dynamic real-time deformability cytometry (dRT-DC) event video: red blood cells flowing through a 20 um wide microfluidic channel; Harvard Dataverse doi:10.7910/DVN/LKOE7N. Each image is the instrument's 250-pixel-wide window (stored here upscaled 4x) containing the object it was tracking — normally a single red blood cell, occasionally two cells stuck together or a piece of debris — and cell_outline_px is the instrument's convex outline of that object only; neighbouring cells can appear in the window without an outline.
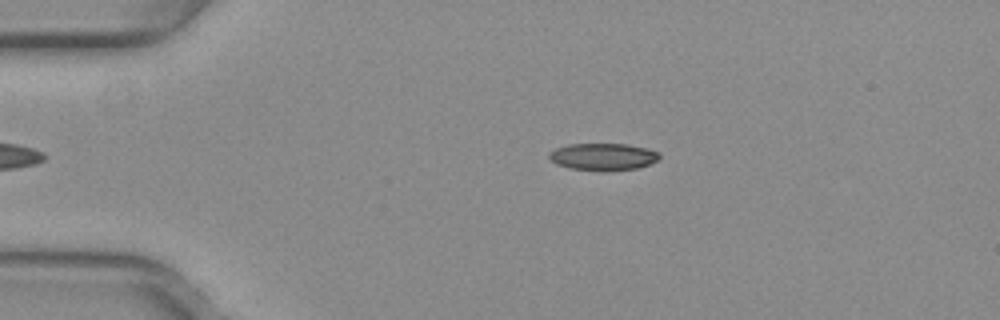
{"species": "common noctule bat (a hibernating species)", "species_latin": "Nyctalus noctula", "temperature_condition": "warm", "stored_images_in_passage": 44, "camera_frame_rate_fps": 3000, "um_per_image_px": 0.085, "animal": {"sex": "female", "body_mass_g": 29.2, "forearm_length_mm": 56.3}, "frame": {"image": 1, "passage_image": 3, "time_ms": 0.667, "image_size_px": [1000, 320], "cell_outline_px": [[660, 156], [656, 160], [648, 164], [636, 168], [604, 172], [572, 168], [556, 164], [548, 156], [548, 152], [556, 148], [568, 144], [628, 144], [660, 152]], "centroid_in_image_um": [51.24, 13.32], "position_along_channel_um": 33.8, "area_um2": 17.4}}
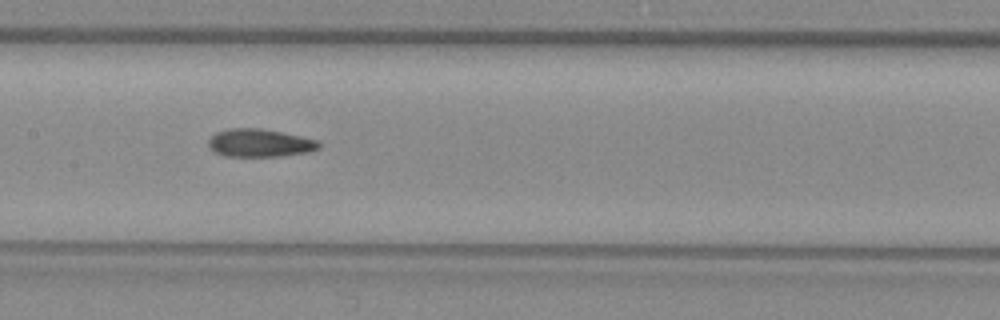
{"frame": {"image": 2, "passage_image": 18, "time_ms": 5.667, "image_size_px": [1000, 320], "cell_outline_px": [[320, 148], [308, 152], [280, 156], [224, 156], [212, 152], [208, 148], [208, 140], [216, 132], [228, 128], [260, 128], [300, 136], [316, 140], [320, 144]], "centroid_in_image_um": [22.01, 12.15], "position_along_channel_um": 185.4, "area_um2": 18.03}}
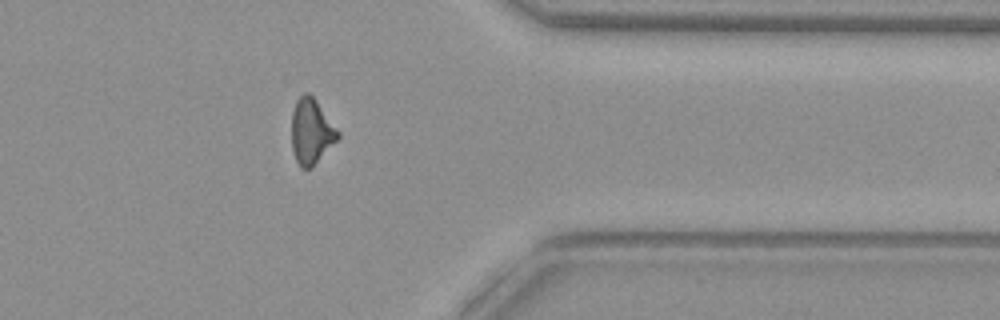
{"frame": {"image": 3, "passage_image": 34, "time_ms": 11.0, "image_size_px": [1000, 320], "cell_outline_px": [[340, 136], [312, 168], [300, 168], [296, 160], [292, 148], [292, 112], [296, 100], [304, 92], [308, 92], [316, 100], [340, 132]], "centroid_in_image_um": [26.46, 11.17], "position_along_channel_um": 384.9, "area_um2": 17.57}, "authors_computed_cell_mechanics": {"area_um2": 17.6868, "velocity_mm_per_s": 3.9942, "shape_relaxation_time_tau1_ms": null, "shape_relaxation_time_tau2_ms": 3.3837, "deformation_change_tau1": null, "deformation_change_tau2": 0.1196}}